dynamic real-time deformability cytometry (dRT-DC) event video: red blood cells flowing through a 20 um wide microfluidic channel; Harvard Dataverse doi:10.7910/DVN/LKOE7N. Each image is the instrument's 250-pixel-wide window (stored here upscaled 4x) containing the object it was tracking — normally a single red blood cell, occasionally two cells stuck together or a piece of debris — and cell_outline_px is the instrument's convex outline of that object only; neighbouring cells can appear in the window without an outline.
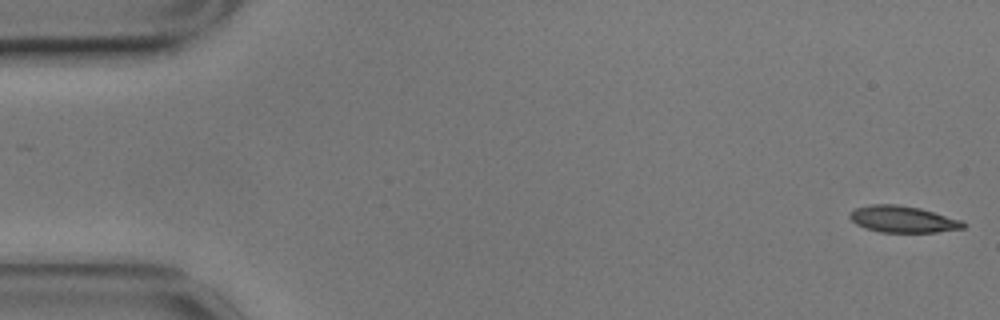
{"species": "common noctule bat (a hibernating species)", "species_latin": "Nyctalus noctula", "temperature_condition": "cold", "stored_images_in_passage": 17, "camera_frame_rate_fps": 3000, "um_per_image_px": 0.085, "animal": {"sex": "male", "body_mass_g": 17.9}, "frame": {"image": 1, "passage_image": 1, "time_ms": 0.0, "image_size_px": [1000, 320], "cell_outline_px": [[968, 224], [964, 228], [936, 232], [880, 232], [864, 228], [856, 224], [848, 216], [848, 212], [856, 208], [872, 204], [896, 204], [920, 208], [964, 220]], "centroid_in_image_um": [76.76, 18.63], "position_along_channel_um": 8.2, "area_um2": 17.8}}
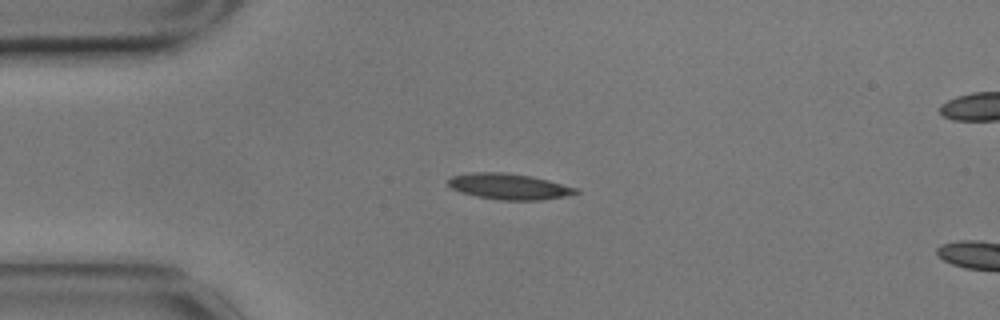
{"frame": {"image": 2, "passage_image": 13, "time_ms": 4.0, "image_size_px": [1000, 320], "cell_outline_px": [[580, 192], [564, 196], [544, 200], [500, 200], [476, 196], [460, 192], [452, 188], [448, 184], [448, 180], [452, 176], [472, 172], [504, 172], [532, 176], [548, 180], [576, 188]], "centroid_in_image_um": [43.25, 15.85], "position_along_channel_um": 41.8, "area_um2": 19.19}}